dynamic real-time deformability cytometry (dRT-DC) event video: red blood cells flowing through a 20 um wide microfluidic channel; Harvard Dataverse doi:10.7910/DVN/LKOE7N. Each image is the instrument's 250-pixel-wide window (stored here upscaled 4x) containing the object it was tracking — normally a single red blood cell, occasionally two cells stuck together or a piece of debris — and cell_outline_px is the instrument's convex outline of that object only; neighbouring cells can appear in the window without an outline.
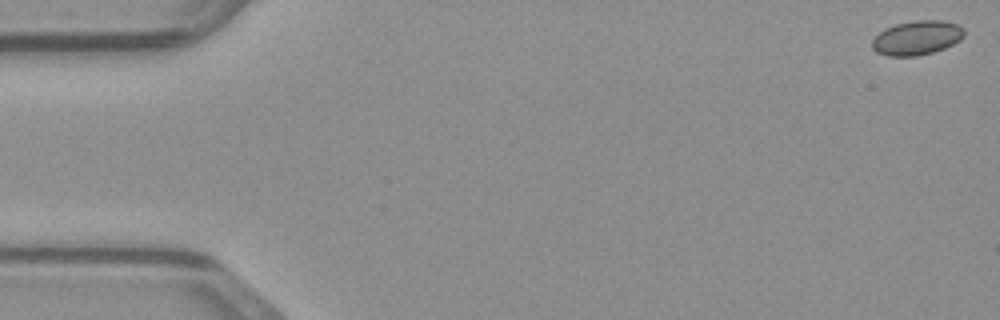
{"species": "common noctule bat (a hibernating species)", "species_latin": "Nyctalus noctula", "temperature_condition": "warm", "stored_images_in_passage": 49, "camera_frame_rate_fps": 3000, "um_per_image_px": 0.085, "animal": {"sex": "male", "body_mass_g": 23.1, "forearm_length_mm": 52.7}, "frame": {"image": 1, "passage_image": 1, "time_ms": 0.0, "image_size_px": [1000, 320], "cell_outline_px": [[964, 36], [960, 40], [944, 48], [932, 52], [916, 56], [888, 56], [876, 52], [872, 48], [872, 40], [884, 28], [896, 24], [916, 20], [944, 20], [956, 24], [964, 28]], "centroid_in_image_um": [77.93, 3.21], "position_along_channel_um": 7.1, "area_um2": 18.38}}
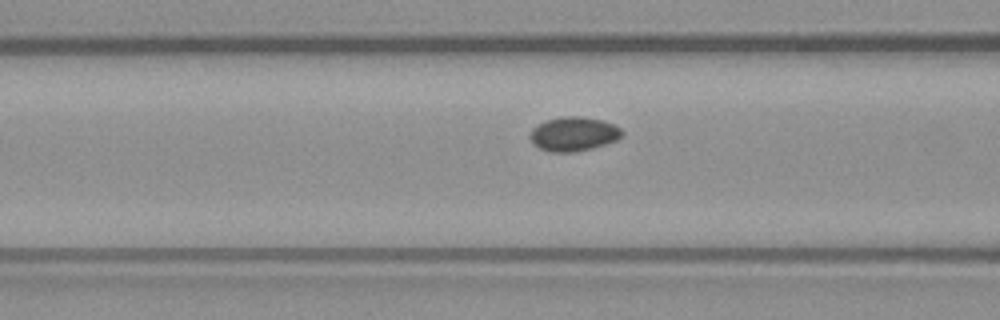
{"frame": {"image": 2, "passage_image": 19, "time_ms": 6.0, "image_size_px": [1000, 320], "cell_outline_px": [[624, 136], [616, 140], [592, 148], [576, 152], [548, 152], [532, 144], [528, 136], [532, 128], [536, 124], [560, 116], [580, 116], [604, 120], [620, 128], [624, 132]], "centroid_in_image_um": [48.73, 11.39], "position_along_channel_um": 117.9, "area_um2": 18.61}}
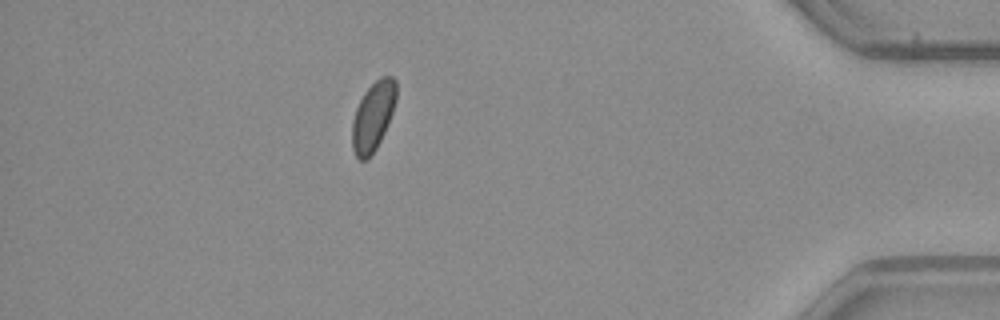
{"frame": {"image": 3, "passage_image": 43, "time_ms": 14.0, "image_size_px": [1000, 320], "cell_outline_px": [[396, 100], [388, 124], [376, 148], [368, 160], [360, 160], [356, 156], [352, 148], [352, 124], [356, 108], [364, 92], [380, 76], [392, 76], [396, 80]], "centroid_in_image_um": [31.71, 9.88], "position_along_channel_um": 403.5, "area_um2": 17.69}}